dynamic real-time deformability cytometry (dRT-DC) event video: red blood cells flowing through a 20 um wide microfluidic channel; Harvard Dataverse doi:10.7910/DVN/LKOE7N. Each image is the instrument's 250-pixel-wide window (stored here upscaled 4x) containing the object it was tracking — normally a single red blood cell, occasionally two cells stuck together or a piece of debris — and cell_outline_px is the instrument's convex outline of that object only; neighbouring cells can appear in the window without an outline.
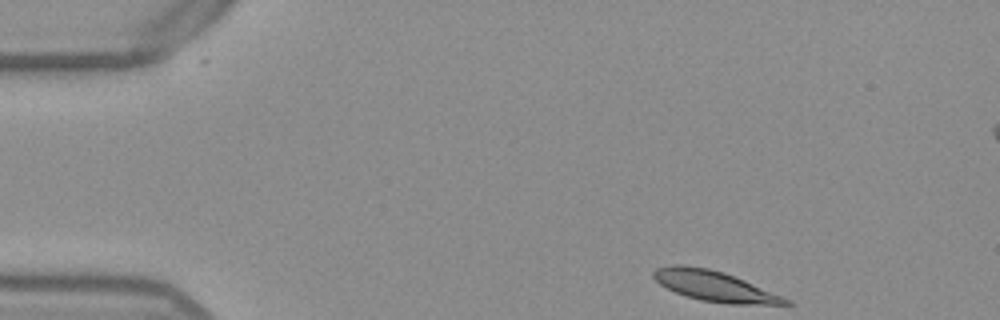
{"species": "Egyptian fruit bat (a non-hibernating species)", "species_latin": "Rousettus aegyptiacus", "temperature_condition": "warm", "stored_images_in_passage": 48, "segment_of_instrument_passage": [1, 2], "camera_frame_rate_fps": 3000, "um_per_image_px": 0.085, "frame": {"image": 1, "passage_image": 1, "time_ms": 0.0, "image_size_px": [1000, 320], "cell_outline_px": [[792, 304], [728, 304], [700, 300], [676, 292], [660, 284], [652, 276], [652, 272], [656, 268], [672, 264], [680, 264], [708, 268], [724, 272], [744, 280], [792, 300]], "centroid_in_image_um": [60.72, 24.31], "position_along_channel_um": 24.3, "area_um2": 23.18}}
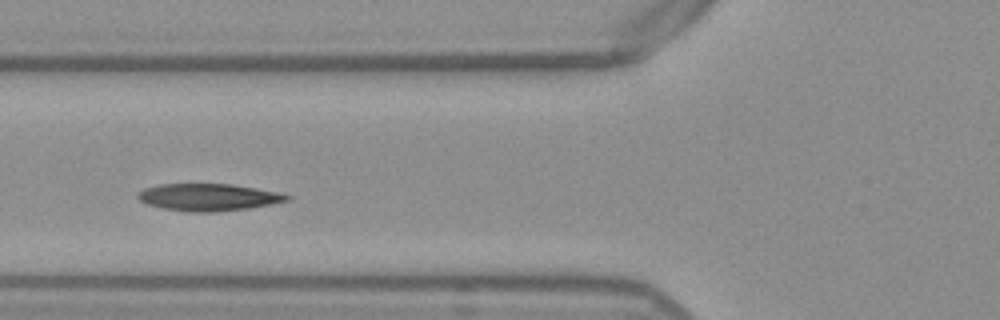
{"frame": {"image": 2, "passage_image": 14, "time_ms": 4.333, "image_size_px": [1000, 320], "cell_outline_px": [[292, 196], [288, 200], [272, 204], [248, 208], [212, 212], [184, 212], [164, 208], [148, 204], [140, 200], [136, 196], [136, 192], [144, 188], [160, 184], [232, 184], [280, 192]], "centroid_in_image_um": [17.7, 16.76], "position_along_channel_um": 108.1, "area_um2": 23.64}}
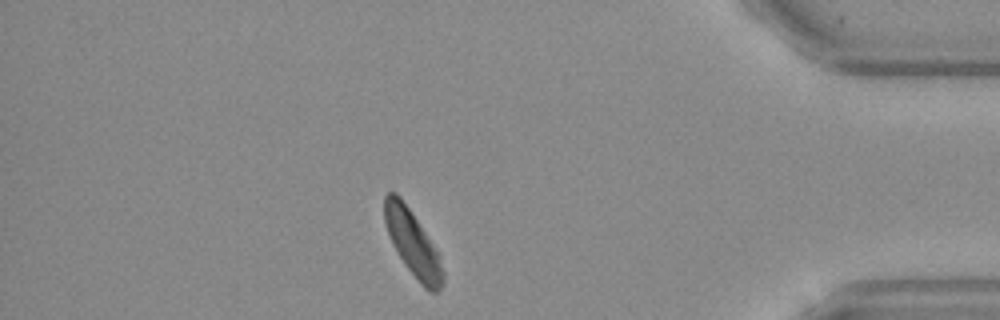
{"frame": {"image": 3, "passage_image": 40, "time_ms": 13.0, "image_size_px": [1000, 320], "cell_outline_px": [[444, 280], [440, 288], [436, 292], [432, 292], [424, 288], [420, 284], [404, 264], [392, 244], [384, 220], [384, 196], [388, 192], [396, 192], [400, 196], [432, 244], [436, 252], [444, 272]], "centroid_in_image_um": [35.05, 20.7], "position_along_channel_um": 400.2, "area_um2": 21.68}}